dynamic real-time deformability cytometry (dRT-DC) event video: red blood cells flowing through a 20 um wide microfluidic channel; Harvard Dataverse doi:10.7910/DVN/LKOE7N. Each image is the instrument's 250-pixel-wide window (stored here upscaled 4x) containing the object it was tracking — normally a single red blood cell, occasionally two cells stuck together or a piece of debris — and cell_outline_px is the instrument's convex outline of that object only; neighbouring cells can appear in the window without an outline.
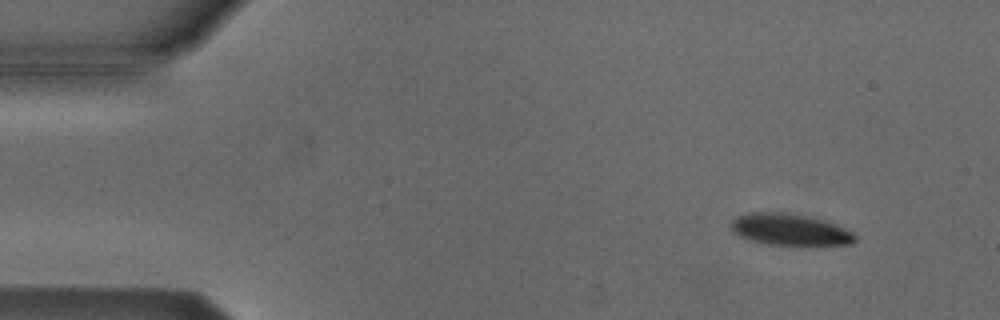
{"species": "Egyptian fruit bat (a non-hibernating species)", "species_latin": "Rousettus aegyptiacus", "temperature_condition": "cold", "stored_images_in_passage": 14, "camera_frame_rate_fps": 3000, "um_per_image_px": 0.085, "animal": {"sex": "male"}, "frame": {"image": 1, "passage_image": 3, "time_ms": 0.667, "image_size_px": [1000, 320], "cell_outline_px": [[856, 240], [852, 244], [812, 248], [804, 248], [768, 244], [748, 240], [732, 232], [732, 220], [736, 216], [748, 212], [780, 212], [804, 216], [824, 220], [836, 224], [852, 232], [856, 236]], "centroid_in_image_um": [67.19, 19.58], "position_along_channel_um": 17.8, "area_um2": 23.81}}